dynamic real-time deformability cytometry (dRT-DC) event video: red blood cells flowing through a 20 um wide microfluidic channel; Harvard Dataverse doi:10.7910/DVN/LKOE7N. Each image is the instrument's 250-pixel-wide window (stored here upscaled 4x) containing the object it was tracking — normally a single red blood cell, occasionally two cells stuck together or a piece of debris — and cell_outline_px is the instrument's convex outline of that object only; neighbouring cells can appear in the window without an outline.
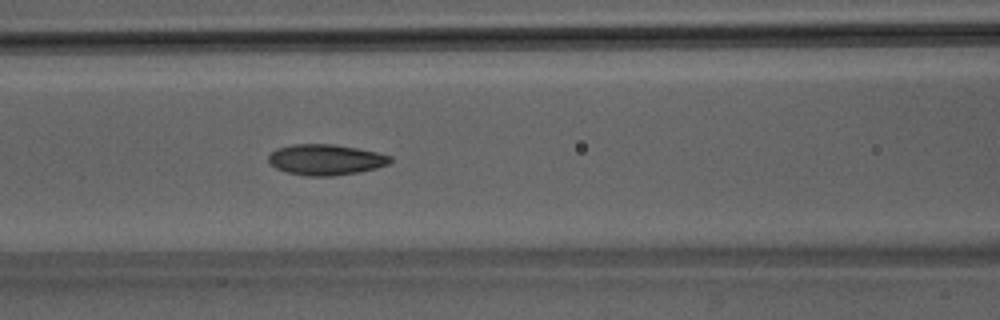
{"species": "Egyptian fruit bat (a non-hibernating species)", "species_latin": "Rousettus aegyptiacus", "temperature_condition": "room temperature", "stored_images_in_passage": 22, "camera_frame_rate_fps": 3000, "um_per_image_px": 0.085, "animal": {"sex": "male"}, "frame": {"image": 1, "passage_image": 6, "time_ms": 1.667, "image_size_px": [1000, 320], "cell_outline_px": [[392, 160], [388, 164], [376, 168], [360, 172], [332, 176], [308, 176], [288, 172], [276, 168], [268, 164], [268, 156], [276, 148], [292, 144], [332, 144], [356, 148], [376, 152], [392, 156]], "centroid_in_image_um": [27.67, 13.57], "position_along_channel_um": 138.9, "area_um2": 21.85}}